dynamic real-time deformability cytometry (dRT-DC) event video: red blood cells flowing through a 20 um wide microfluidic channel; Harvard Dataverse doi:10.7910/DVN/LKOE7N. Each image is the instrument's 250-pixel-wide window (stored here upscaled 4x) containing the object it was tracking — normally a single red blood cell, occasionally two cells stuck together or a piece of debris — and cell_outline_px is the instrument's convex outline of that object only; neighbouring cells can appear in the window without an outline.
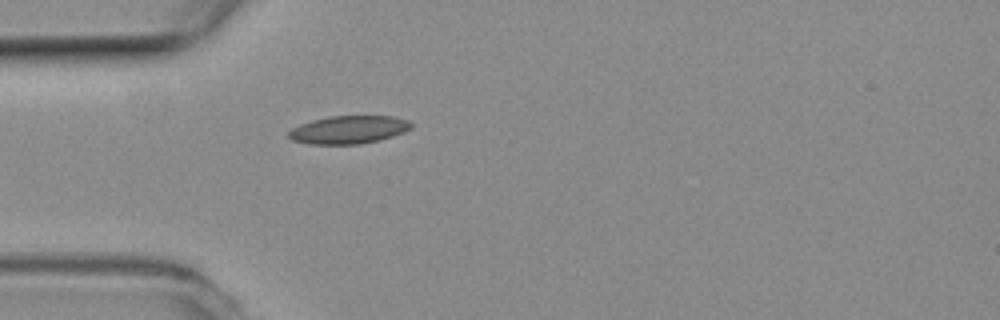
{"species": "common noctule bat (a hibernating species)", "species_latin": "Nyctalus noctula", "temperature_condition": "room temperature", "stored_images_in_passage": 39, "camera_frame_rate_fps": 3000, "um_per_image_px": 0.085, "animal": {"sex": "female", "body_mass_g": 19.3, "forearm_length_mm": 54.1}, "frame": {"image": 1, "passage_image": 1, "time_ms": 0.0, "image_size_px": [1000, 320], "cell_outline_px": [[412, 128], [404, 132], [380, 140], [360, 144], [308, 144], [292, 140], [288, 136], [288, 132], [292, 128], [300, 124], [312, 120], [328, 116], [392, 116], [408, 120], [412, 124]], "centroid_in_image_um": [29.63, 11.02], "position_along_channel_um": 55.4, "area_um2": 20.06}}
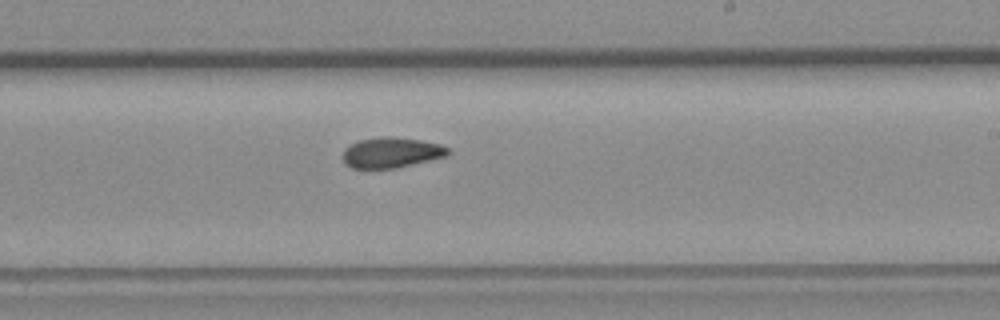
{"frame": {"image": 2, "passage_image": 17, "time_ms": 5.333, "image_size_px": [1000, 320], "cell_outline_px": [[452, 152], [448, 156], [396, 168], [352, 168], [344, 164], [344, 148], [360, 140], [388, 136], [420, 140], [440, 144], [448, 148]], "centroid_in_image_um": [33.3, 12.98], "position_along_channel_um": 255.7, "area_um2": 18.55}}
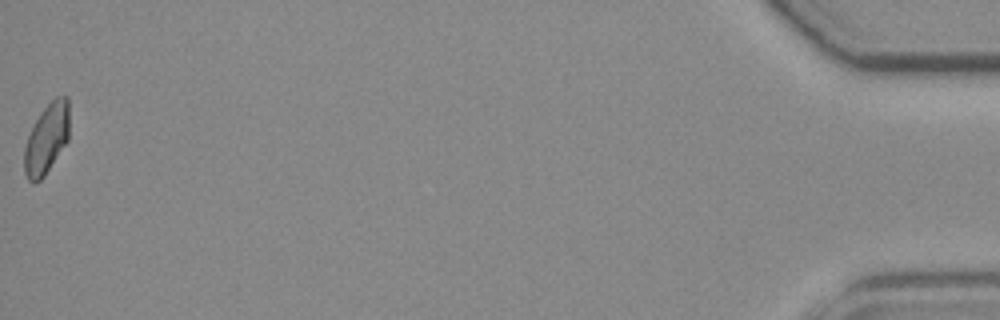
{"frame": {"image": 3, "passage_image": 39, "time_ms": 12.667, "image_size_px": [1000, 320], "cell_outline_px": [[68, 140], [44, 176], [40, 180], [28, 180], [24, 172], [24, 148], [28, 136], [40, 112], [56, 96], [68, 96]], "centroid_in_image_um": [3.96, 11.77], "position_along_channel_um": 431.2, "area_um2": 18.03}, "authors_computed_cell_mechanics": {"area_um2": 18.5538, "velocity_mm_per_s": 3.8516, "shape_relaxation_time_tau1_ms": null, "shape_relaxation_time_tau2_ms": 3.2932, "deformation_change_tau1": null, "deformation_change_tau2": 0.0834}}